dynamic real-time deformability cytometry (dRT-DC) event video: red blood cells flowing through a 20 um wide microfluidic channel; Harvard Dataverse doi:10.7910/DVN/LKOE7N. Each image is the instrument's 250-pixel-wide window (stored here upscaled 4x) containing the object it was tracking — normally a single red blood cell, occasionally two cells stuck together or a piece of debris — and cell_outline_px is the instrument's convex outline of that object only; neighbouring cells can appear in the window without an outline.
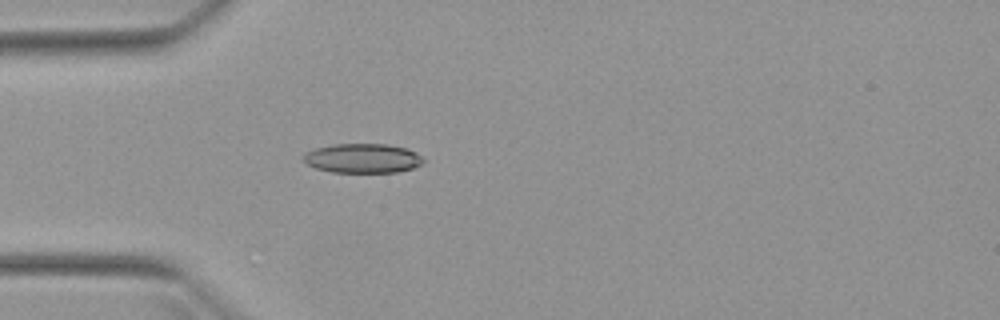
{"species": "Egyptian fruit bat (a non-hibernating species)", "species_latin": "Rousettus aegyptiacus", "temperature_condition": "warm", "stored_images_in_passage": 42, "camera_frame_rate_fps": 3000, "um_per_image_px": 0.085, "animal": {"sex": "female"}, "frame": {"image": 1, "passage_image": 6, "time_ms": 1.667, "image_size_px": [1000, 320], "cell_outline_px": [[424, 160], [420, 164], [412, 168], [396, 172], [332, 172], [316, 168], [308, 164], [304, 160], [304, 152], [316, 148], [332, 144], [384, 144], [408, 148], [416, 152]], "centroid_in_image_um": [30.81, 13.44], "position_along_channel_um": 54.2, "area_um2": 20.4}}
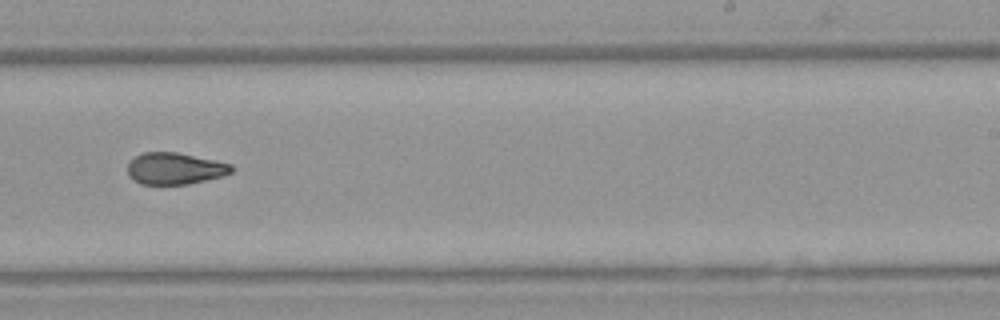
{"frame": {"image": 2, "passage_image": 23, "time_ms": 7.333, "image_size_px": [1000, 320], "cell_outline_px": [[236, 168], [232, 172], [224, 176], [188, 184], [140, 184], [128, 176], [128, 164], [136, 156], [144, 152], [176, 152], [216, 160], [232, 164]], "centroid_in_image_um": [14.91, 14.33], "position_along_channel_um": 274.1, "area_um2": 19.31}}
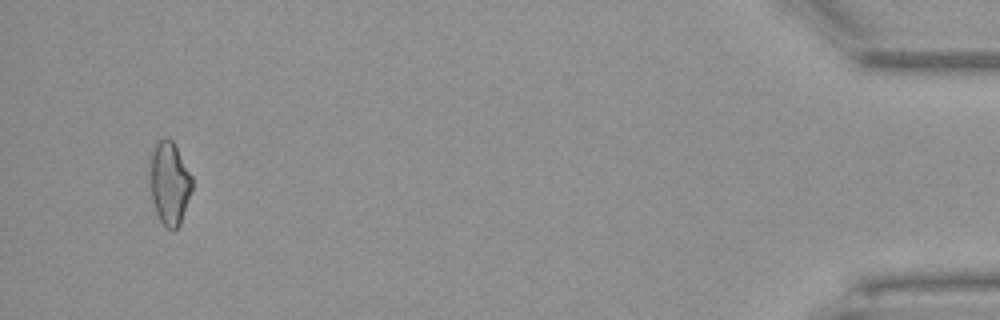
{"frame": {"image": 3, "passage_image": 40, "time_ms": 13.0, "image_size_px": [1000, 320], "cell_outline_px": [[192, 188], [180, 224], [172, 232], [160, 220], [156, 212], [152, 200], [152, 144], [160, 140], [172, 140], [192, 176]], "centroid_in_image_um": [14.43, 15.59], "position_along_channel_um": 420.8, "area_um2": 19.65}, "authors_computed_cell_mechanics": {"area_um2": 19.8543, "velocity_mm_per_s": 4.0195, "shape_relaxation_time_tau1_ms": null, "shape_relaxation_time_tau2_ms": 3.2072, "deformation_change_tau1": null, "deformation_change_tau2": 0.106}}